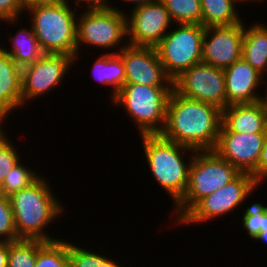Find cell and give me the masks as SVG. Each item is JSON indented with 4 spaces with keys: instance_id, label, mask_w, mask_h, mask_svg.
Wrapping results in <instances>:
<instances>
[{
    "instance_id": "29",
    "label": "cell",
    "mask_w": 267,
    "mask_h": 267,
    "mask_svg": "<svg viewBox=\"0 0 267 267\" xmlns=\"http://www.w3.org/2000/svg\"><path fill=\"white\" fill-rule=\"evenodd\" d=\"M91 250L88 246L81 247L69 241V267H101L100 250Z\"/></svg>"
},
{
    "instance_id": "40",
    "label": "cell",
    "mask_w": 267,
    "mask_h": 267,
    "mask_svg": "<svg viewBox=\"0 0 267 267\" xmlns=\"http://www.w3.org/2000/svg\"><path fill=\"white\" fill-rule=\"evenodd\" d=\"M4 120L0 117V133L3 132L5 129H4V124H3Z\"/></svg>"
},
{
    "instance_id": "34",
    "label": "cell",
    "mask_w": 267,
    "mask_h": 267,
    "mask_svg": "<svg viewBox=\"0 0 267 267\" xmlns=\"http://www.w3.org/2000/svg\"><path fill=\"white\" fill-rule=\"evenodd\" d=\"M57 0H19V4L24 12H26L28 9L40 6L43 4L52 3Z\"/></svg>"
},
{
    "instance_id": "2",
    "label": "cell",
    "mask_w": 267,
    "mask_h": 267,
    "mask_svg": "<svg viewBox=\"0 0 267 267\" xmlns=\"http://www.w3.org/2000/svg\"><path fill=\"white\" fill-rule=\"evenodd\" d=\"M47 179L41 176L31 186L9 196L18 239H38L45 242L60 239L48 234L46 229L66 209L52 191L48 177Z\"/></svg>"
},
{
    "instance_id": "41",
    "label": "cell",
    "mask_w": 267,
    "mask_h": 267,
    "mask_svg": "<svg viewBox=\"0 0 267 267\" xmlns=\"http://www.w3.org/2000/svg\"><path fill=\"white\" fill-rule=\"evenodd\" d=\"M4 196V193H3V190H2V184L0 183V197H3Z\"/></svg>"
},
{
    "instance_id": "14",
    "label": "cell",
    "mask_w": 267,
    "mask_h": 267,
    "mask_svg": "<svg viewBox=\"0 0 267 267\" xmlns=\"http://www.w3.org/2000/svg\"><path fill=\"white\" fill-rule=\"evenodd\" d=\"M244 21L230 26L206 27L202 62L225 69L242 58Z\"/></svg>"
},
{
    "instance_id": "39",
    "label": "cell",
    "mask_w": 267,
    "mask_h": 267,
    "mask_svg": "<svg viewBox=\"0 0 267 267\" xmlns=\"http://www.w3.org/2000/svg\"><path fill=\"white\" fill-rule=\"evenodd\" d=\"M265 1H267V0H239V2H240V4H245L246 2H251V6H252V4L255 2H257L256 4H258V3H264Z\"/></svg>"
},
{
    "instance_id": "9",
    "label": "cell",
    "mask_w": 267,
    "mask_h": 267,
    "mask_svg": "<svg viewBox=\"0 0 267 267\" xmlns=\"http://www.w3.org/2000/svg\"><path fill=\"white\" fill-rule=\"evenodd\" d=\"M259 187L251 174L240 173L221 189L202 198L176 225H200L223 218V215L232 214V211L237 213L235 210L244 205Z\"/></svg>"
},
{
    "instance_id": "17",
    "label": "cell",
    "mask_w": 267,
    "mask_h": 267,
    "mask_svg": "<svg viewBox=\"0 0 267 267\" xmlns=\"http://www.w3.org/2000/svg\"><path fill=\"white\" fill-rule=\"evenodd\" d=\"M267 129V101L229 105L222 110L220 131L237 133H265Z\"/></svg>"
},
{
    "instance_id": "11",
    "label": "cell",
    "mask_w": 267,
    "mask_h": 267,
    "mask_svg": "<svg viewBox=\"0 0 267 267\" xmlns=\"http://www.w3.org/2000/svg\"><path fill=\"white\" fill-rule=\"evenodd\" d=\"M173 89L188 99L213 104L221 110L227 107L222 68L203 62L198 63L173 81Z\"/></svg>"
},
{
    "instance_id": "38",
    "label": "cell",
    "mask_w": 267,
    "mask_h": 267,
    "mask_svg": "<svg viewBox=\"0 0 267 267\" xmlns=\"http://www.w3.org/2000/svg\"><path fill=\"white\" fill-rule=\"evenodd\" d=\"M261 241L263 243L267 244V231L266 232H260L254 239L253 241Z\"/></svg>"
},
{
    "instance_id": "35",
    "label": "cell",
    "mask_w": 267,
    "mask_h": 267,
    "mask_svg": "<svg viewBox=\"0 0 267 267\" xmlns=\"http://www.w3.org/2000/svg\"><path fill=\"white\" fill-rule=\"evenodd\" d=\"M9 242H0V267H8Z\"/></svg>"
},
{
    "instance_id": "33",
    "label": "cell",
    "mask_w": 267,
    "mask_h": 267,
    "mask_svg": "<svg viewBox=\"0 0 267 267\" xmlns=\"http://www.w3.org/2000/svg\"><path fill=\"white\" fill-rule=\"evenodd\" d=\"M267 181V129L264 134V144L261 151L260 159L257 165V183L260 186ZM262 181V182H261ZM261 183V184H260Z\"/></svg>"
},
{
    "instance_id": "8",
    "label": "cell",
    "mask_w": 267,
    "mask_h": 267,
    "mask_svg": "<svg viewBox=\"0 0 267 267\" xmlns=\"http://www.w3.org/2000/svg\"><path fill=\"white\" fill-rule=\"evenodd\" d=\"M155 47L166 74L174 81L185 70L202 62L205 27L200 24H174Z\"/></svg>"
},
{
    "instance_id": "16",
    "label": "cell",
    "mask_w": 267,
    "mask_h": 267,
    "mask_svg": "<svg viewBox=\"0 0 267 267\" xmlns=\"http://www.w3.org/2000/svg\"><path fill=\"white\" fill-rule=\"evenodd\" d=\"M224 70L227 106L235 104H250L266 97V78L254 69L243 58L235 61ZM265 79V80H264ZM264 86L265 93L259 94V88ZM259 89V90H257Z\"/></svg>"
},
{
    "instance_id": "6",
    "label": "cell",
    "mask_w": 267,
    "mask_h": 267,
    "mask_svg": "<svg viewBox=\"0 0 267 267\" xmlns=\"http://www.w3.org/2000/svg\"><path fill=\"white\" fill-rule=\"evenodd\" d=\"M173 86H148L125 83L110 101L123 107L130 120L137 126L139 135L160 134L166 121V109Z\"/></svg>"
},
{
    "instance_id": "28",
    "label": "cell",
    "mask_w": 267,
    "mask_h": 267,
    "mask_svg": "<svg viewBox=\"0 0 267 267\" xmlns=\"http://www.w3.org/2000/svg\"><path fill=\"white\" fill-rule=\"evenodd\" d=\"M4 130L0 133V183L11 172V169L22 159L18 147L15 146L11 136Z\"/></svg>"
},
{
    "instance_id": "42",
    "label": "cell",
    "mask_w": 267,
    "mask_h": 267,
    "mask_svg": "<svg viewBox=\"0 0 267 267\" xmlns=\"http://www.w3.org/2000/svg\"><path fill=\"white\" fill-rule=\"evenodd\" d=\"M266 82H267V80H266ZM266 88H267V85H266ZM265 99L267 101V89H266V97H265Z\"/></svg>"
},
{
    "instance_id": "7",
    "label": "cell",
    "mask_w": 267,
    "mask_h": 267,
    "mask_svg": "<svg viewBox=\"0 0 267 267\" xmlns=\"http://www.w3.org/2000/svg\"><path fill=\"white\" fill-rule=\"evenodd\" d=\"M118 7L113 5L104 10H82L78 13L76 63L81 57L83 45L101 48L102 51L106 49V53H118L128 44L126 11ZM110 49L114 51L110 52Z\"/></svg>"
},
{
    "instance_id": "36",
    "label": "cell",
    "mask_w": 267,
    "mask_h": 267,
    "mask_svg": "<svg viewBox=\"0 0 267 267\" xmlns=\"http://www.w3.org/2000/svg\"><path fill=\"white\" fill-rule=\"evenodd\" d=\"M100 252H101V267H124L121 262H117L116 260L115 261L113 260L116 258L111 259V257L104 255L105 252L103 251H100Z\"/></svg>"
},
{
    "instance_id": "10",
    "label": "cell",
    "mask_w": 267,
    "mask_h": 267,
    "mask_svg": "<svg viewBox=\"0 0 267 267\" xmlns=\"http://www.w3.org/2000/svg\"><path fill=\"white\" fill-rule=\"evenodd\" d=\"M74 63L73 56L46 53L41 59L21 68L22 108L28 105L27 102L60 87Z\"/></svg>"
},
{
    "instance_id": "3",
    "label": "cell",
    "mask_w": 267,
    "mask_h": 267,
    "mask_svg": "<svg viewBox=\"0 0 267 267\" xmlns=\"http://www.w3.org/2000/svg\"><path fill=\"white\" fill-rule=\"evenodd\" d=\"M144 150L145 162L155 183L171 197L175 206L186 192L189 169L195 150L168 141L159 134L139 135ZM188 157L184 159L185 155ZM184 155V156H183ZM174 201V202H173Z\"/></svg>"
},
{
    "instance_id": "1",
    "label": "cell",
    "mask_w": 267,
    "mask_h": 267,
    "mask_svg": "<svg viewBox=\"0 0 267 267\" xmlns=\"http://www.w3.org/2000/svg\"><path fill=\"white\" fill-rule=\"evenodd\" d=\"M222 125V110L209 103L188 99L174 89L159 134L164 139L195 151L214 150Z\"/></svg>"
},
{
    "instance_id": "20",
    "label": "cell",
    "mask_w": 267,
    "mask_h": 267,
    "mask_svg": "<svg viewBox=\"0 0 267 267\" xmlns=\"http://www.w3.org/2000/svg\"><path fill=\"white\" fill-rule=\"evenodd\" d=\"M20 27L14 35L6 33L9 35L8 38H10L9 45H11L9 49L5 47L6 45L0 44V47L5 53L10 55L20 68H23L41 59L46 53L39 45L32 27Z\"/></svg>"
},
{
    "instance_id": "25",
    "label": "cell",
    "mask_w": 267,
    "mask_h": 267,
    "mask_svg": "<svg viewBox=\"0 0 267 267\" xmlns=\"http://www.w3.org/2000/svg\"><path fill=\"white\" fill-rule=\"evenodd\" d=\"M35 267H69V242L62 238L45 242L37 250Z\"/></svg>"
},
{
    "instance_id": "26",
    "label": "cell",
    "mask_w": 267,
    "mask_h": 267,
    "mask_svg": "<svg viewBox=\"0 0 267 267\" xmlns=\"http://www.w3.org/2000/svg\"><path fill=\"white\" fill-rule=\"evenodd\" d=\"M22 162V163H21ZM36 169H31L24 165L23 160L19 161L12 169L11 172L5 177L2 183V190L4 196L9 197L12 194L21 191L33 183H35L41 176Z\"/></svg>"
},
{
    "instance_id": "12",
    "label": "cell",
    "mask_w": 267,
    "mask_h": 267,
    "mask_svg": "<svg viewBox=\"0 0 267 267\" xmlns=\"http://www.w3.org/2000/svg\"><path fill=\"white\" fill-rule=\"evenodd\" d=\"M125 14L127 42L133 46L155 48L174 26L169 12L160 0L131 8Z\"/></svg>"
},
{
    "instance_id": "24",
    "label": "cell",
    "mask_w": 267,
    "mask_h": 267,
    "mask_svg": "<svg viewBox=\"0 0 267 267\" xmlns=\"http://www.w3.org/2000/svg\"><path fill=\"white\" fill-rule=\"evenodd\" d=\"M45 243L38 239L9 242L8 267H35L37 250Z\"/></svg>"
},
{
    "instance_id": "19",
    "label": "cell",
    "mask_w": 267,
    "mask_h": 267,
    "mask_svg": "<svg viewBox=\"0 0 267 267\" xmlns=\"http://www.w3.org/2000/svg\"><path fill=\"white\" fill-rule=\"evenodd\" d=\"M244 22L242 58L267 80V24Z\"/></svg>"
},
{
    "instance_id": "27",
    "label": "cell",
    "mask_w": 267,
    "mask_h": 267,
    "mask_svg": "<svg viewBox=\"0 0 267 267\" xmlns=\"http://www.w3.org/2000/svg\"><path fill=\"white\" fill-rule=\"evenodd\" d=\"M258 202V203H257ZM241 214L240 220L242 228L250 239H254L260 232L267 231V204L256 201L252 202Z\"/></svg>"
},
{
    "instance_id": "15",
    "label": "cell",
    "mask_w": 267,
    "mask_h": 267,
    "mask_svg": "<svg viewBox=\"0 0 267 267\" xmlns=\"http://www.w3.org/2000/svg\"><path fill=\"white\" fill-rule=\"evenodd\" d=\"M118 53L125 66V83L173 86V81L166 74L156 48L127 44Z\"/></svg>"
},
{
    "instance_id": "31",
    "label": "cell",
    "mask_w": 267,
    "mask_h": 267,
    "mask_svg": "<svg viewBox=\"0 0 267 267\" xmlns=\"http://www.w3.org/2000/svg\"><path fill=\"white\" fill-rule=\"evenodd\" d=\"M21 14H25L19 4V0H0V21L8 23V25H17L21 18Z\"/></svg>"
},
{
    "instance_id": "21",
    "label": "cell",
    "mask_w": 267,
    "mask_h": 267,
    "mask_svg": "<svg viewBox=\"0 0 267 267\" xmlns=\"http://www.w3.org/2000/svg\"><path fill=\"white\" fill-rule=\"evenodd\" d=\"M91 67L92 77L101 85L110 86L112 93L109 95L112 101L116 94L125 85L126 73L122 57L119 53H100Z\"/></svg>"
},
{
    "instance_id": "37",
    "label": "cell",
    "mask_w": 267,
    "mask_h": 267,
    "mask_svg": "<svg viewBox=\"0 0 267 267\" xmlns=\"http://www.w3.org/2000/svg\"><path fill=\"white\" fill-rule=\"evenodd\" d=\"M120 1H123V3H126L128 5H133L132 8H135V7H138L140 5H145V4H149V3H152V2H155L156 0H120Z\"/></svg>"
},
{
    "instance_id": "4",
    "label": "cell",
    "mask_w": 267,
    "mask_h": 267,
    "mask_svg": "<svg viewBox=\"0 0 267 267\" xmlns=\"http://www.w3.org/2000/svg\"><path fill=\"white\" fill-rule=\"evenodd\" d=\"M80 11L65 0L35 6L26 11L30 16L29 26L45 53L76 57L77 16Z\"/></svg>"
},
{
    "instance_id": "5",
    "label": "cell",
    "mask_w": 267,
    "mask_h": 267,
    "mask_svg": "<svg viewBox=\"0 0 267 267\" xmlns=\"http://www.w3.org/2000/svg\"><path fill=\"white\" fill-rule=\"evenodd\" d=\"M240 172L214 150L195 151L189 169V181L183 198L171 212L177 224L202 198L234 180Z\"/></svg>"
},
{
    "instance_id": "18",
    "label": "cell",
    "mask_w": 267,
    "mask_h": 267,
    "mask_svg": "<svg viewBox=\"0 0 267 267\" xmlns=\"http://www.w3.org/2000/svg\"><path fill=\"white\" fill-rule=\"evenodd\" d=\"M19 108H22L21 68L0 47V117L9 120L8 116Z\"/></svg>"
},
{
    "instance_id": "30",
    "label": "cell",
    "mask_w": 267,
    "mask_h": 267,
    "mask_svg": "<svg viewBox=\"0 0 267 267\" xmlns=\"http://www.w3.org/2000/svg\"><path fill=\"white\" fill-rule=\"evenodd\" d=\"M18 240L9 197H0V242Z\"/></svg>"
},
{
    "instance_id": "22",
    "label": "cell",
    "mask_w": 267,
    "mask_h": 267,
    "mask_svg": "<svg viewBox=\"0 0 267 267\" xmlns=\"http://www.w3.org/2000/svg\"><path fill=\"white\" fill-rule=\"evenodd\" d=\"M202 10V26H230L245 20L237 10L239 0H200ZM238 4V5H237ZM241 14V15H240Z\"/></svg>"
},
{
    "instance_id": "23",
    "label": "cell",
    "mask_w": 267,
    "mask_h": 267,
    "mask_svg": "<svg viewBox=\"0 0 267 267\" xmlns=\"http://www.w3.org/2000/svg\"><path fill=\"white\" fill-rule=\"evenodd\" d=\"M174 24L202 25L200 0H160Z\"/></svg>"
},
{
    "instance_id": "13",
    "label": "cell",
    "mask_w": 267,
    "mask_h": 267,
    "mask_svg": "<svg viewBox=\"0 0 267 267\" xmlns=\"http://www.w3.org/2000/svg\"><path fill=\"white\" fill-rule=\"evenodd\" d=\"M265 133L220 131L214 151L240 173L251 174L257 181V165Z\"/></svg>"
},
{
    "instance_id": "32",
    "label": "cell",
    "mask_w": 267,
    "mask_h": 267,
    "mask_svg": "<svg viewBox=\"0 0 267 267\" xmlns=\"http://www.w3.org/2000/svg\"><path fill=\"white\" fill-rule=\"evenodd\" d=\"M69 3V0H65ZM74 1V0H73ZM73 1L71 0L69 3L70 5L73 4ZM76 1V2H75ZM74 1V8L79 10V6H81V4H85L83 6H85V8L83 10H104V9H108V8H111L113 7V1L110 2L109 0H75ZM109 1V2H108ZM81 3V4H80Z\"/></svg>"
}]
</instances>
